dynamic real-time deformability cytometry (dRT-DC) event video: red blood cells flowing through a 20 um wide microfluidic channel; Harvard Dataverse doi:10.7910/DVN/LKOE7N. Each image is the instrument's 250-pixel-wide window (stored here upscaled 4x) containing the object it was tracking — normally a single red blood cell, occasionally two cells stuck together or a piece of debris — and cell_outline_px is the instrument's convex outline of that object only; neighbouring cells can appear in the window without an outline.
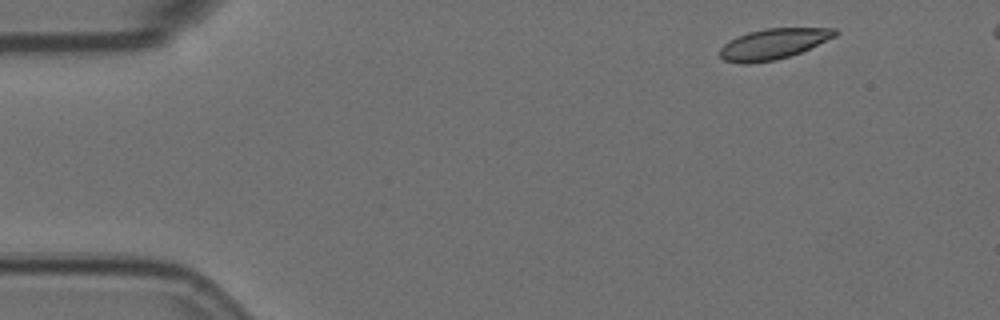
{"species": "Egyptian fruit bat (a non-hibernating species)", "species_latin": "Rousettus aegyptiacus", "temperature_condition": "room temperature", "stored_images_in_passage": 4, "camera_frame_rate_fps": 3000, "um_per_image_px": 0.085, "animal": {"sex": "female"}, "frame": {"image": 1, "passage_image": 1, "time_ms": 0.0, "image_size_px": [1000, 320], "cell_outline_px": [[840, 32], [836, 36], [800, 52], [776, 60], [748, 64], [744, 64], [724, 60], [720, 56], [720, 48], [728, 40], [748, 32], [764, 28], [836, 28]], "centroid_in_image_um": [65.72, 3.72], "position_along_channel_um": 19.3, "area_um2": 20.52}}
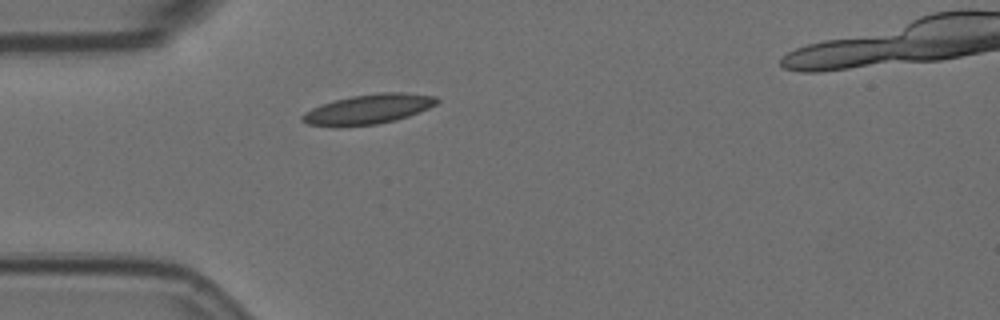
{"frame": {"image": 2, "passage_image": 4, "time_ms": 1.0, "image_size_px": [1000, 320], "cell_outline_px": [[440, 100], [436, 104], [428, 108], [408, 116], [396, 120], [376, 124], [308, 124], [300, 120], [300, 116], [304, 112], [320, 104], [352, 96], [380, 92], [404, 92], [436, 96]], "centroid_in_image_um": [31.37, 9.23], "position_along_channel_um": 53.6, "area_um2": 22.66}}